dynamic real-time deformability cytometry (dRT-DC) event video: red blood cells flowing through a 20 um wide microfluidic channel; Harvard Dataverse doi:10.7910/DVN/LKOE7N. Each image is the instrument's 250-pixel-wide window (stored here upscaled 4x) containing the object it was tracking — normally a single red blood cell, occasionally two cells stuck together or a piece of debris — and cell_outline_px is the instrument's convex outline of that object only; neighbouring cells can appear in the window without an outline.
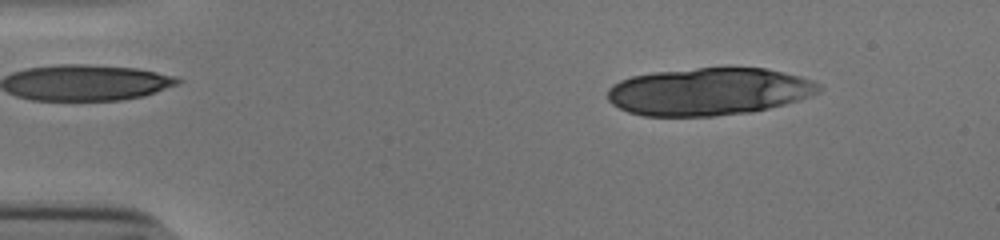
{"species": "human", "species_latin": "Homo sapiens", "temperature_condition": "cold", "stored_images_in_passage": 17, "camera_frame_rate_fps": 3000, "um_per_image_px": 0.085, "donor": {"sex": "male"}, "frame": {"image": 1, "passage_image": 7, "time_ms": 2.0, "image_size_px": [1000, 240], "cell_outline_px": [[824, 88], [820, 92], [800, 100], [752, 112], [712, 116], [644, 116], [628, 112], [612, 104], [608, 100], [608, 88], [612, 84], [620, 80], [632, 76], [652, 72], [696, 68], [764, 68], [800, 76], [812, 80], [820, 84]], "centroid_in_image_um": [60.26, 7.78], "position_along_channel_um": 24.7, "area_um2": 58.72}}